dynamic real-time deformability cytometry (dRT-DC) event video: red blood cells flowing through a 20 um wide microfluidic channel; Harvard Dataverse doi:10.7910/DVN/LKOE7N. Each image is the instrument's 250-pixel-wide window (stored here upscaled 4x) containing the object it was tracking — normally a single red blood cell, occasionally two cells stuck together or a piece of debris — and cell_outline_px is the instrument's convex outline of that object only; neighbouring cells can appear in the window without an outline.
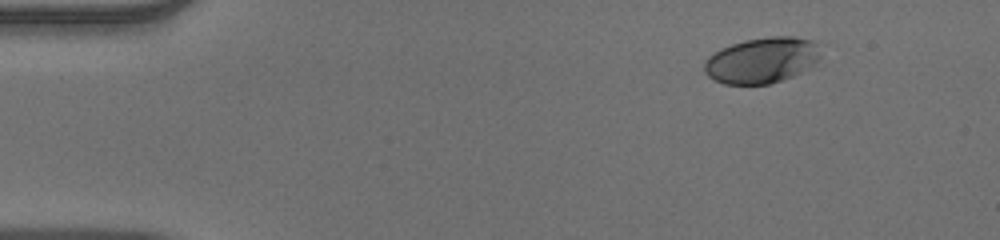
{"species": "human", "species_latin": "Homo sapiens", "temperature_condition": "warm", "stored_images_in_passage": 48, "camera_frame_rate_fps": 3000, "um_per_image_px": 0.085, "donor": {"sex": "male"}, "frame": {"image": 1, "passage_image": 1, "time_ms": 0.0, "image_size_px": [1000, 240], "cell_outline_px": [[820, 56], [812, 64], [800, 72], [792, 76], [768, 84], [724, 84], [708, 76], [704, 72], [704, 60], [708, 56], [720, 48], [744, 40], [772, 36], [792, 36], [816, 40]], "centroid_in_image_um": [64.72, 5.1], "position_along_channel_um": 20.3, "area_um2": 30.92}}
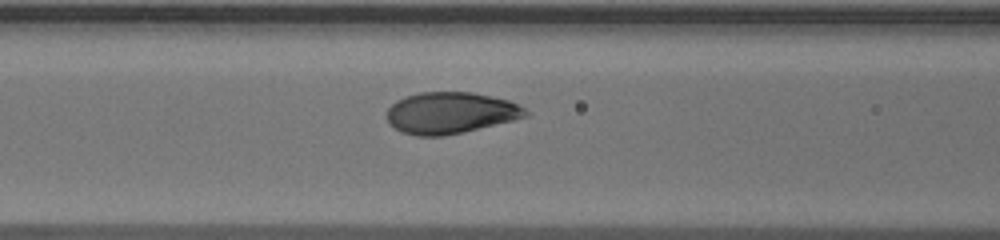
{"frame": {"image": 2, "passage_image": 17, "time_ms": 5.333, "image_size_px": [1000, 240], "cell_outline_px": [[528, 116], [464, 132], [444, 136], [416, 136], [400, 132], [388, 124], [388, 108], [396, 100], [404, 96], [420, 92], [472, 92], [508, 100], [524, 108], [528, 112]], "centroid_in_image_um": [38.24, 9.6], "position_along_channel_um": 128.4, "area_um2": 33.52}}
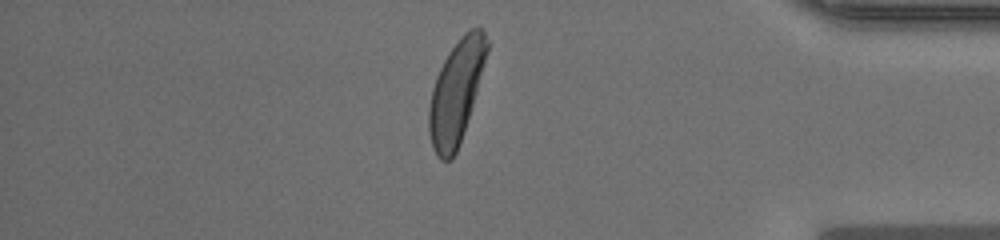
{"frame": {"image": 3, "passage_image": 40, "time_ms": 13.0, "image_size_px": [1000, 240], "cell_outline_px": [[488, 52], [460, 144], [452, 160], [440, 160], [436, 156], [432, 148], [428, 132], [428, 108], [432, 88], [436, 76], [448, 52], [460, 36], [464, 32], [472, 28], [480, 28], [484, 32], [488, 40]], "centroid_in_image_um": [38.74, 7.84], "position_along_channel_um": 396.5, "area_um2": 34.68}, "authors_computed_cell_mechanics": {"area_um2": 33.7841, "velocity_mm_per_s": 3.8838, "shape_relaxation_time_tau1_ms": 2.0269, "shape_relaxation_time_tau2_ms": null, "deformation_change_tau1": 0.1463, "deformation_change_tau2": null}}